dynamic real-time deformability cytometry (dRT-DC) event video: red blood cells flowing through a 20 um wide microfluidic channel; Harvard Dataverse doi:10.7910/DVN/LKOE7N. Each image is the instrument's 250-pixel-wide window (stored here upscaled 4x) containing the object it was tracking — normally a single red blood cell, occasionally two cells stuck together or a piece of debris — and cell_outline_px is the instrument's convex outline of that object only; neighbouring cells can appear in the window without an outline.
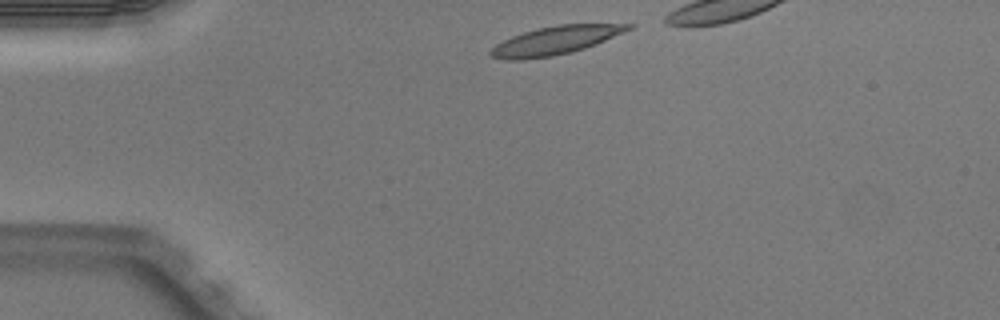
{"species": "Egyptian fruit bat (a non-hibernating species)", "species_latin": "Rousettus aegyptiacus", "temperature_condition": "warm", "stored_images_in_passage": 3, "camera_frame_rate_fps": 3000, "um_per_image_px": 0.085, "animal": {"sex": "male"}, "frame": {"image": 1, "passage_image": 1, "time_ms": 0.0, "image_size_px": [1000, 320], "cell_outline_px": [[636, 24], [632, 28], [624, 32], [596, 44], [572, 52], [552, 56], [524, 60], [508, 60], [492, 56], [488, 52], [496, 44], [512, 36], [524, 32], [556, 24]], "centroid_in_image_um": [47.21, 3.44], "position_along_channel_um": 37.8, "area_um2": 22.54}}